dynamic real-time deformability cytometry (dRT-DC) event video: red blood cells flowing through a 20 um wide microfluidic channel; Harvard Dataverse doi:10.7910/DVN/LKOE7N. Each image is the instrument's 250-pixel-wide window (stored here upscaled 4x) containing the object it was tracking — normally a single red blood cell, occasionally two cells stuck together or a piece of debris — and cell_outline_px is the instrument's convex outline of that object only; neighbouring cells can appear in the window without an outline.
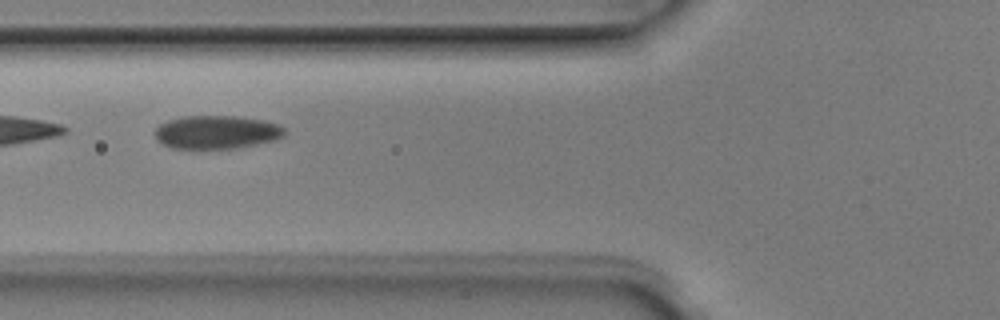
{"species": "Egyptian fruit bat (a non-hibernating species)", "species_latin": "Rousettus aegyptiacus", "temperature_condition": "room temperature", "stored_images_in_passage": 8, "camera_frame_rate_fps": 3000, "um_per_image_px": 0.085, "animal": {"sex": "male"}, "frame": {"image": 1, "passage_image": 6, "time_ms": 1.667, "image_size_px": [1000, 320], "cell_outline_px": [[284, 136], [276, 140], [240, 148], [200, 152], [172, 148], [156, 140], [152, 132], [160, 124], [168, 120], [184, 116], [236, 116], [264, 120], [280, 124], [284, 128]], "centroid_in_image_um": [18.38, 11.28], "position_along_channel_um": 107.4, "area_um2": 26.41}}
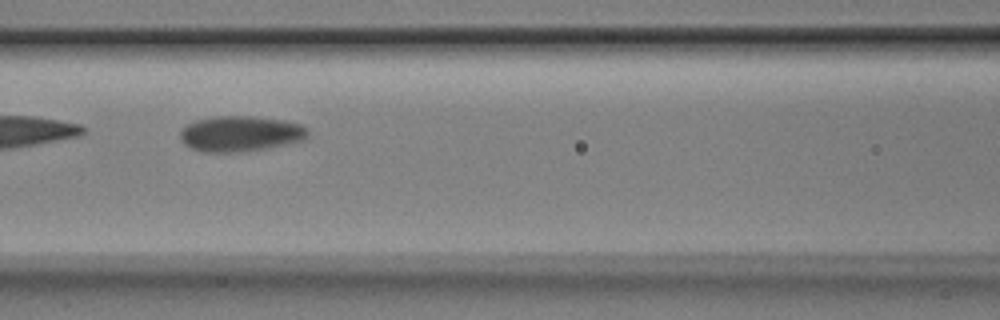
{"frame": {"image": 2, "passage_image": 7, "time_ms": 2.0, "image_size_px": [1000, 320], "cell_outline_px": [[308, 136], [304, 140], [288, 144], [268, 148], [244, 152], [200, 152], [184, 144], [180, 136], [180, 132], [188, 124], [196, 120], [216, 116], [252, 116], [284, 120], [300, 124], [308, 128]], "centroid_in_image_um": [20.47, 11.37], "position_along_channel_um": 146.1, "area_um2": 26.65}}
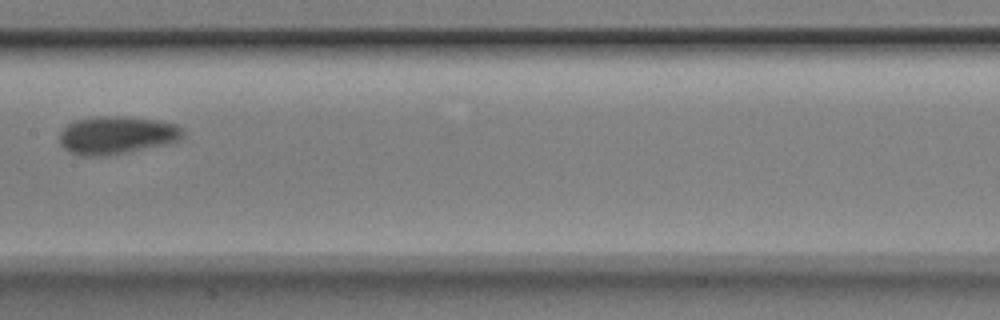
{"frame": {"image": 3, "passage_image": 8, "time_ms": 2.333, "image_size_px": [1000, 320], "cell_outline_px": [[184, 136], [180, 140], [164, 144], [112, 156], [80, 156], [64, 148], [60, 144], [60, 132], [68, 124], [76, 120], [96, 116], [124, 116], [160, 120], [176, 124], [184, 132]], "centroid_in_image_um": [9.92, 11.49], "position_along_channel_um": 197.5, "area_um2": 27.46}}